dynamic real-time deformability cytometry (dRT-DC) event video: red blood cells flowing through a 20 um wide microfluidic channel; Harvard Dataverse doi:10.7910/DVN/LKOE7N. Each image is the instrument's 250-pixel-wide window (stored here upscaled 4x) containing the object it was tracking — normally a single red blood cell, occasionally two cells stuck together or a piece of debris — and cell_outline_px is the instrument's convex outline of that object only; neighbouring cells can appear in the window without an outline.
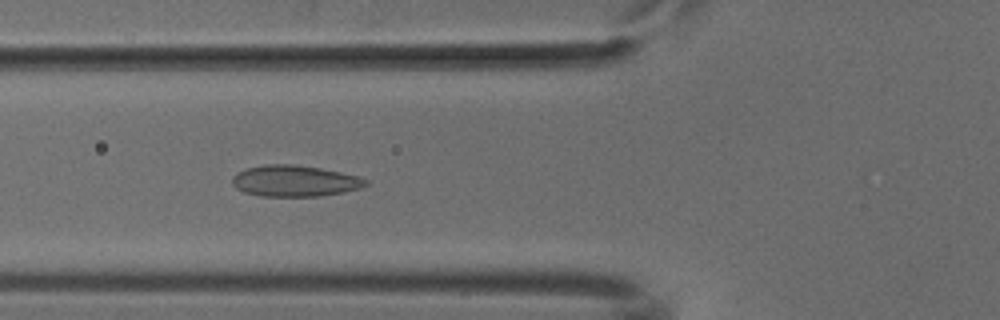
{"species": "common noctule bat (a hibernating species)", "species_latin": "Nyctalus noctula", "temperature_condition": "cold", "stored_images_in_passage": 46, "camera_frame_rate_fps": 3000, "um_per_image_px": 0.085, "animal": {"sex": "male", "body_mass_g": 18.8}, "frame": {"image": 1, "passage_image": 17, "time_ms": 5.333, "image_size_px": [1000, 320], "cell_outline_px": [[368, 184], [360, 188], [344, 192], [320, 196], [260, 196], [244, 192], [236, 188], [232, 184], [232, 176], [236, 172], [244, 168], [264, 164], [292, 164], [320, 168], [360, 176], [368, 180]], "centroid_in_image_um": [25.03, 15.37], "position_along_channel_um": 100.8, "area_um2": 24.51}}
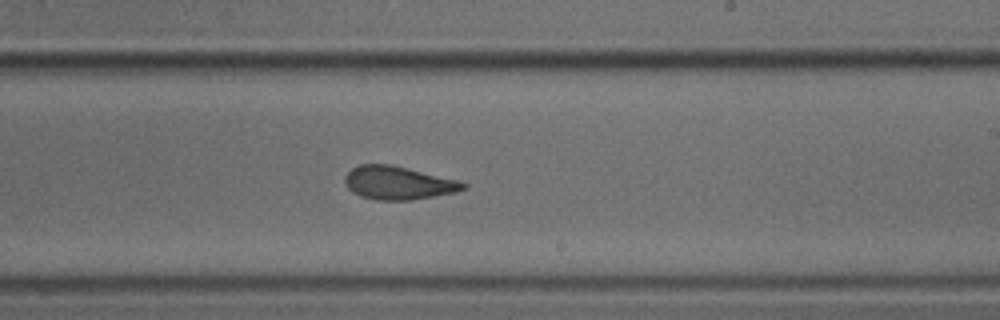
{"frame": {"image": 2, "passage_image": 29, "time_ms": 9.333, "image_size_px": [1000, 320], "cell_outline_px": [[468, 188], [456, 192], [412, 200], [376, 200], [360, 196], [352, 192], [348, 188], [344, 180], [344, 176], [352, 168], [360, 164], [388, 164], [408, 168], [460, 180], [468, 184]], "centroid_in_image_um": [33.87, 15.55], "position_along_channel_um": 255.1, "area_um2": 23.12}}
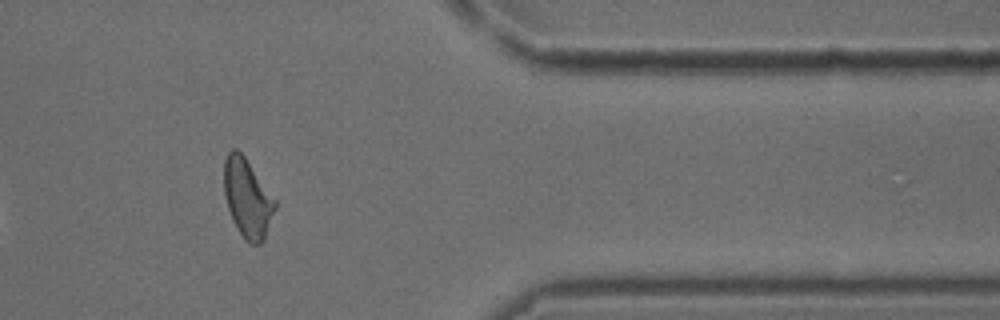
{"frame": {"image": 3, "passage_image": 41, "time_ms": 13.333, "image_size_px": [1000, 320], "cell_outline_px": [[276, 208], [264, 240], [260, 244], [248, 244], [244, 240], [232, 220], [228, 208], [224, 192], [224, 160], [228, 152], [232, 148], [236, 148], [244, 156], [276, 200]], "centroid_in_image_um": [21.03, 16.86], "position_along_channel_um": 390.4, "area_um2": 23.41}}